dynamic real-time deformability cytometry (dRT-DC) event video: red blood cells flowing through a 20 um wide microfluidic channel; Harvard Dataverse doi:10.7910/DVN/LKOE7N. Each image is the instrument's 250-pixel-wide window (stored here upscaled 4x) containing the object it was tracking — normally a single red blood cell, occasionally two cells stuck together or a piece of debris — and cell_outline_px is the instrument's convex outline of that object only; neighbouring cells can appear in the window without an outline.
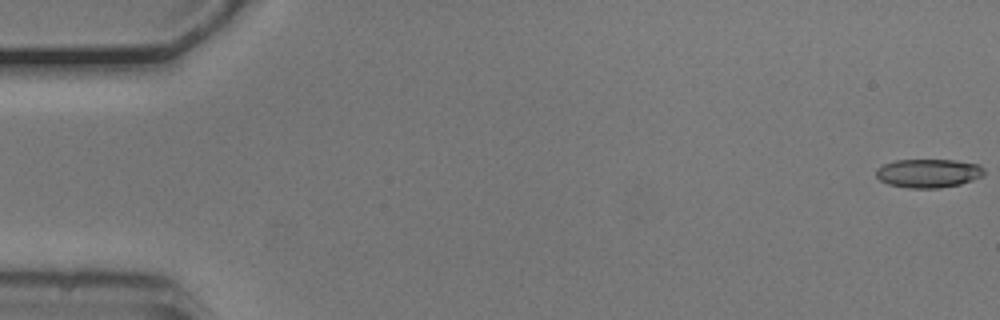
{"species": "common noctule bat (a hibernating species)", "species_latin": "Nyctalus noctula", "temperature_condition": "cold", "stored_images_in_passage": 54, "camera_frame_rate_fps": 3000, "um_per_image_px": 0.085, "animal": {"sex": "male", "body_mass_g": 20.5, "forearm_length_mm": 52.5}, "frame": {"image": 1, "passage_image": 1, "time_ms": 0.0, "image_size_px": [1000, 320], "cell_outline_px": [[984, 176], [960, 184], [940, 188], [908, 188], [888, 184], [880, 180], [876, 176], [876, 168], [884, 164], [896, 160], [956, 160], [980, 164], [984, 168]], "centroid_in_image_um": [78.93, 14.72], "position_along_channel_um": 6.1, "area_um2": 18.21}}
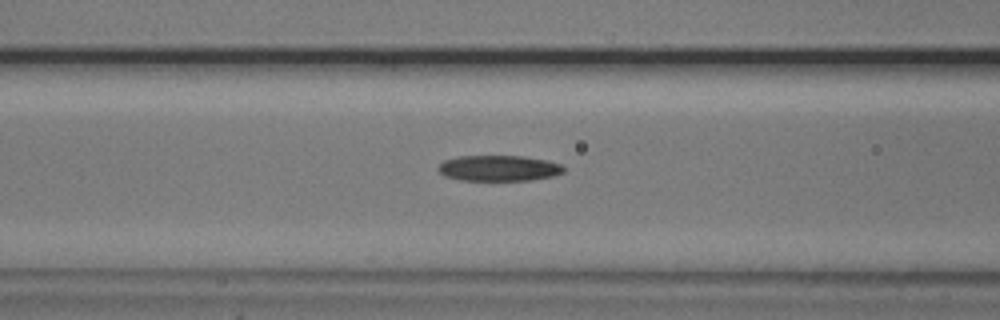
{"frame": {"image": 2, "passage_image": 22, "time_ms": 7.0, "image_size_px": [1000, 320], "cell_outline_px": [[564, 172], [556, 176], [532, 180], [460, 180], [444, 176], [436, 168], [444, 160], [460, 156], [524, 156], [548, 160], [560, 164], [564, 168]], "centroid_in_image_um": [42.42, 14.3], "position_along_channel_um": 124.2, "area_um2": 18.96}}
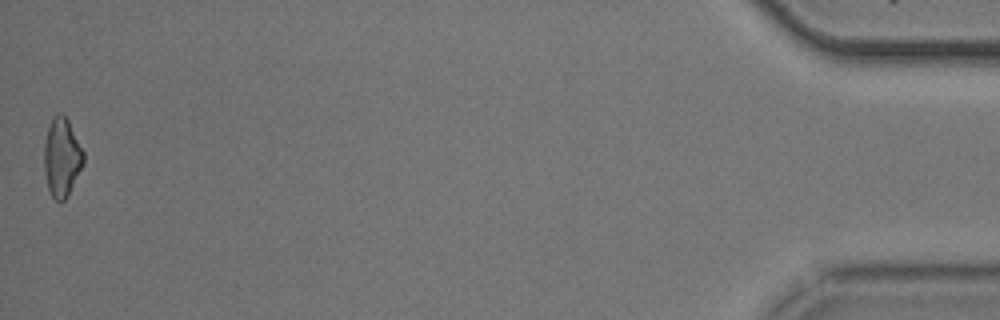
{"frame": {"image": 3, "passage_image": 54, "time_ms": 17.667, "image_size_px": [1000, 320], "cell_outline_px": [[84, 164], [68, 196], [64, 200], [56, 200], [52, 196], [48, 188], [44, 172], [44, 144], [48, 128], [52, 116], [60, 112], [68, 120], [84, 152]], "centroid_in_image_um": [5.26, 13.37], "position_along_channel_um": 429.9, "area_um2": 18.09}}